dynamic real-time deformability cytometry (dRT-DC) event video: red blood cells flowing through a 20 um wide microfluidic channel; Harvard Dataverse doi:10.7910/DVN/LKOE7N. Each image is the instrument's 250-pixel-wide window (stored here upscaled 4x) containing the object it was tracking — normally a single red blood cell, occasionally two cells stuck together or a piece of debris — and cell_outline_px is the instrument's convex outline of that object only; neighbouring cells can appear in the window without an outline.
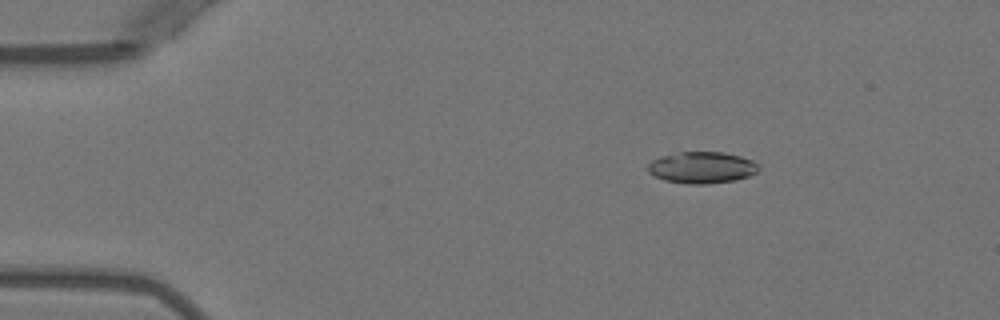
{"species": "Egyptian fruit bat (a non-hibernating species)", "species_latin": "Rousettus aegyptiacus", "temperature_condition": "warm", "stored_images_in_passage": 5, "camera_frame_rate_fps": 3000, "um_per_image_px": 0.085, "animal": {"sex": "female"}, "frame": {"image": 1, "passage_image": 2, "time_ms": 1.667, "image_size_px": [1000, 320], "cell_outline_px": [[760, 168], [756, 172], [748, 176], [736, 180], [704, 184], [688, 184], [664, 180], [648, 172], [648, 164], [652, 160], [660, 156], [680, 152], [724, 152], [740, 156], [752, 160]], "centroid_in_image_um": [59.65, 14.24], "position_along_channel_um": 25.4, "area_um2": 20.29}}